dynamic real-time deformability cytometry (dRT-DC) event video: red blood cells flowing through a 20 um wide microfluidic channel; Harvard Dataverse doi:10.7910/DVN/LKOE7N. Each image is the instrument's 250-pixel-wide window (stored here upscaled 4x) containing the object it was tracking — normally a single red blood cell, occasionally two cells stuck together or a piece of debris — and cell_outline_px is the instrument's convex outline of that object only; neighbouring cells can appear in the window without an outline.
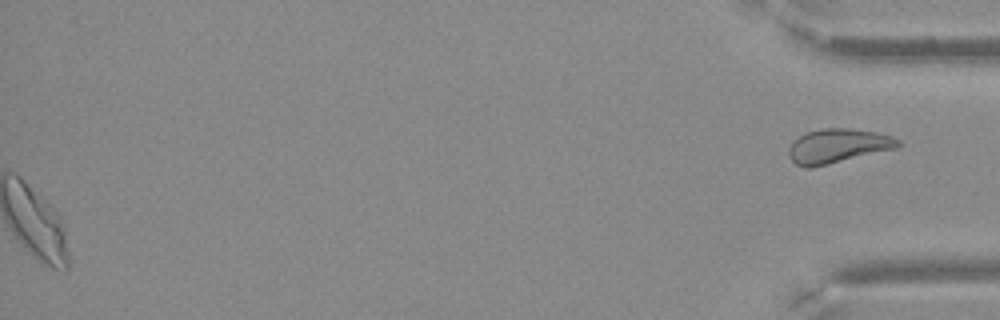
{"species": "Egyptian fruit bat (a non-hibernating species)", "species_latin": "Rousettus aegyptiacus", "temperature_condition": "warm", "stored_images_in_passage": 50, "segment_of_instrument_passage": [2, 2], "camera_frame_rate_fps": 3000, "um_per_image_px": 0.085, "frame": {"image": 1, "passage_image": 50, "time_ms": 16.333, "image_size_px": [1000, 320], "cell_outline_px": [[900, 144], [896, 148], [812, 168], [804, 168], [796, 164], [792, 160], [788, 152], [788, 148], [792, 140], [804, 132], [824, 128], [852, 128], [876, 132], [892, 136], [900, 140]], "centroid_in_image_um": [71.17, 12.39], "position_along_channel_um": 364.0, "area_um2": 21.96}}